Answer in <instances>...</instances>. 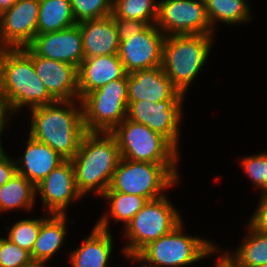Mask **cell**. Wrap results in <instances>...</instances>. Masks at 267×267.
<instances>
[{"mask_svg":"<svg viewBox=\"0 0 267 267\" xmlns=\"http://www.w3.org/2000/svg\"><path fill=\"white\" fill-rule=\"evenodd\" d=\"M29 112V135L49 145L65 160H71L87 132L83 122L81 100H57L32 108Z\"/></svg>","mask_w":267,"mask_h":267,"instance_id":"1","label":"cell"},{"mask_svg":"<svg viewBox=\"0 0 267 267\" xmlns=\"http://www.w3.org/2000/svg\"><path fill=\"white\" fill-rule=\"evenodd\" d=\"M120 159L118 142L111 132H86L71 159L78 192L85 197L94 190L102 196L110 187Z\"/></svg>","mask_w":267,"mask_h":267,"instance_id":"2","label":"cell"},{"mask_svg":"<svg viewBox=\"0 0 267 267\" xmlns=\"http://www.w3.org/2000/svg\"><path fill=\"white\" fill-rule=\"evenodd\" d=\"M0 93L11 114L56 100L37 76L32 58L21 49H0Z\"/></svg>","mask_w":267,"mask_h":267,"instance_id":"3","label":"cell"},{"mask_svg":"<svg viewBox=\"0 0 267 267\" xmlns=\"http://www.w3.org/2000/svg\"><path fill=\"white\" fill-rule=\"evenodd\" d=\"M214 34L165 36L161 67L173 85L183 94L206 63Z\"/></svg>","mask_w":267,"mask_h":267,"instance_id":"4","label":"cell"},{"mask_svg":"<svg viewBox=\"0 0 267 267\" xmlns=\"http://www.w3.org/2000/svg\"><path fill=\"white\" fill-rule=\"evenodd\" d=\"M183 221L170 233L144 247L135 258L146 267H185L201 261L220 249L211 240L189 236Z\"/></svg>","mask_w":267,"mask_h":267,"instance_id":"5","label":"cell"},{"mask_svg":"<svg viewBox=\"0 0 267 267\" xmlns=\"http://www.w3.org/2000/svg\"><path fill=\"white\" fill-rule=\"evenodd\" d=\"M177 165L132 161L121 157L106 192L138 195L148 201L161 198L166 195L165 189L179 182Z\"/></svg>","mask_w":267,"mask_h":267,"instance_id":"6","label":"cell"},{"mask_svg":"<svg viewBox=\"0 0 267 267\" xmlns=\"http://www.w3.org/2000/svg\"><path fill=\"white\" fill-rule=\"evenodd\" d=\"M182 219L167 195L148 201L123 230L127 239L123 255L135 257L150 242L170 233Z\"/></svg>","mask_w":267,"mask_h":267,"instance_id":"7","label":"cell"},{"mask_svg":"<svg viewBox=\"0 0 267 267\" xmlns=\"http://www.w3.org/2000/svg\"><path fill=\"white\" fill-rule=\"evenodd\" d=\"M111 133L122 158L155 164H177L180 159V150L142 123L125 118Z\"/></svg>","mask_w":267,"mask_h":267,"instance_id":"8","label":"cell"},{"mask_svg":"<svg viewBox=\"0 0 267 267\" xmlns=\"http://www.w3.org/2000/svg\"><path fill=\"white\" fill-rule=\"evenodd\" d=\"M87 132H111L127 118V78L115 79L81 99Z\"/></svg>","mask_w":267,"mask_h":267,"instance_id":"9","label":"cell"},{"mask_svg":"<svg viewBox=\"0 0 267 267\" xmlns=\"http://www.w3.org/2000/svg\"><path fill=\"white\" fill-rule=\"evenodd\" d=\"M156 26L165 36L216 33L204 0H159Z\"/></svg>","mask_w":267,"mask_h":267,"instance_id":"10","label":"cell"},{"mask_svg":"<svg viewBox=\"0 0 267 267\" xmlns=\"http://www.w3.org/2000/svg\"><path fill=\"white\" fill-rule=\"evenodd\" d=\"M184 97L185 95L179 100H164L158 103L147 100L128 102L127 119L148 126L178 150Z\"/></svg>","mask_w":267,"mask_h":267,"instance_id":"11","label":"cell"},{"mask_svg":"<svg viewBox=\"0 0 267 267\" xmlns=\"http://www.w3.org/2000/svg\"><path fill=\"white\" fill-rule=\"evenodd\" d=\"M39 5V0H18L0 15V49H21L33 42Z\"/></svg>","mask_w":267,"mask_h":267,"instance_id":"12","label":"cell"},{"mask_svg":"<svg viewBox=\"0 0 267 267\" xmlns=\"http://www.w3.org/2000/svg\"><path fill=\"white\" fill-rule=\"evenodd\" d=\"M165 35L151 24L142 33L120 42L119 58L127 73L161 66Z\"/></svg>","mask_w":267,"mask_h":267,"instance_id":"13","label":"cell"},{"mask_svg":"<svg viewBox=\"0 0 267 267\" xmlns=\"http://www.w3.org/2000/svg\"><path fill=\"white\" fill-rule=\"evenodd\" d=\"M42 206L49 214H67V207L83 196L75 184V171L71 160H64L36 186Z\"/></svg>","mask_w":267,"mask_h":267,"instance_id":"14","label":"cell"},{"mask_svg":"<svg viewBox=\"0 0 267 267\" xmlns=\"http://www.w3.org/2000/svg\"><path fill=\"white\" fill-rule=\"evenodd\" d=\"M28 47L37 56L71 64L77 68L84 60L82 35L77 23L60 31L36 35Z\"/></svg>","mask_w":267,"mask_h":267,"instance_id":"15","label":"cell"},{"mask_svg":"<svg viewBox=\"0 0 267 267\" xmlns=\"http://www.w3.org/2000/svg\"><path fill=\"white\" fill-rule=\"evenodd\" d=\"M22 49L32 58L37 76L56 101L79 99L76 66L37 56L29 47Z\"/></svg>","mask_w":267,"mask_h":267,"instance_id":"16","label":"cell"},{"mask_svg":"<svg viewBox=\"0 0 267 267\" xmlns=\"http://www.w3.org/2000/svg\"><path fill=\"white\" fill-rule=\"evenodd\" d=\"M128 102L179 100L183 94L173 85L161 66L127 73Z\"/></svg>","mask_w":267,"mask_h":267,"instance_id":"17","label":"cell"},{"mask_svg":"<svg viewBox=\"0 0 267 267\" xmlns=\"http://www.w3.org/2000/svg\"><path fill=\"white\" fill-rule=\"evenodd\" d=\"M120 78H127V72L118 54L84 58L78 67L79 100L86 94Z\"/></svg>","mask_w":267,"mask_h":267,"instance_id":"18","label":"cell"},{"mask_svg":"<svg viewBox=\"0 0 267 267\" xmlns=\"http://www.w3.org/2000/svg\"><path fill=\"white\" fill-rule=\"evenodd\" d=\"M78 26L82 35L84 58L119 53L120 41L112 14L80 22Z\"/></svg>","mask_w":267,"mask_h":267,"instance_id":"19","label":"cell"},{"mask_svg":"<svg viewBox=\"0 0 267 267\" xmlns=\"http://www.w3.org/2000/svg\"><path fill=\"white\" fill-rule=\"evenodd\" d=\"M64 160L49 145L37 141L29 135L24 154L15 162L17 172L37 186Z\"/></svg>","mask_w":267,"mask_h":267,"instance_id":"20","label":"cell"},{"mask_svg":"<svg viewBox=\"0 0 267 267\" xmlns=\"http://www.w3.org/2000/svg\"><path fill=\"white\" fill-rule=\"evenodd\" d=\"M112 237L110 230L95 225L81 245L69 253L71 267H109L114 244Z\"/></svg>","mask_w":267,"mask_h":267,"instance_id":"21","label":"cell"},{"mask_svg":"<svg viewBox=\"0 0 267 267\" xmlns=\"http://www.w3.org/2000/svg\"><path fill=\"white\" fill-rule=\"evenodd\" d=\"M67 214H50L41 224L31 258L49 261L65 242Z\"/></svg>","mask_w":267,"mask_h":267,"instance_id":"22","label":"cell"},{"mask_svg":"<svg viewBox=\"0 0 267 267\" xmlns=\"http://www.w3.org/2000/svg\"><path fill=\"white\" fill-rule=\"evenodd\" d=\"M101 197L109 202L110 209H108L109 212L105 213L95 225L106 231H109L110 219L116 222H123L125 227L148 202V200L142 196L120 192H105Z\"/></svg>","mask_w":267,"mask_h":267,"instance_id":"23","label":"cell"},{"mask_svg":"<svg viewBox=\"0 0 267 267\" xmlns=\"http://www.w3.org/2000/svg\"><path fill=\"white\" fill-rule=\"evenodd\" d=\"M36 196V186L16 172L7 183L0 186V212L21 208L30 211L34 207Z\"/></svg>","mask_w":267,"mask_h":267,"instance_id":"24","label":"cell"},{"mask_svg":"<svg viewBox=\"0 0 267 267\" xmlns=\"http://www.w3.org/2000/svg\"><path fill=\"white\" fill-rule=\"evenodd\" d=\"M37 35L60 31L76 24L70 0H39Z\"/></svg>","mask_w":267,"mask_h":267,"instance_id":"25","label":"cell"},{"mask_svg":"<svg viewBox=\"0 0 267 267\" xmlns=\"http://www.w3.org/2000/svg\"><path fill=\"white\" fill-rule=\"evenodd\" d=\"M249 233L234 253L224 251L234 265L261 267L267 262V233L259 232L248 225Z\"/></svg>","mask_w":267,"mask_h":267,"instance_id":"26","label":"cell"},{"mask_svg":"<svg viewBox=\"0 0 267 267\" xmlns=\"http://www.w3.org/2000/svg\"><path fill=\"white\" fill-rule=\"evenodd\" d=\"M207 17L215 32V24L222 22L230 25L249 22L252 18L247 0H204ZM217 21V22H216Z\"/></svg>","mask_w":267,"mask_h":267,"instance_id":"27","label":"cell"},{"mask_svg":"<svg viewBox=\"0 0 267 267\" xmlns=\"http://www.w3.org/2000/svg\"><path fill=\"white\" fill-rule=\"evenodd\" d=\"M159 2L156 0H113V18L140 20L156 24Z\"/></svg>","mask_w":267,"mask_h":267,"instance_id":"28","label":"cell"},{"mask_svg":"<svg viewBox=\"0 0 267 267\" xmlns=\"http://www.w3.org/2000/svg\"><path fill=\"white\" fill-rule=\"evenodd\" d=\"M49 215V213L45 212L43 218H25L16 221L11 228L6 227V230H9L8 237L6 238L18 247L31 253L41 228V224Z\"/></svg>","mask_w":267,"mask_h":267,"instance_id":"29","label":"cell"},{"mask_svg":"<svg viewBox=\"0 0 267 267\" xmlns=\"http://www.w3.org/2000/svg\"><path fill=\"white\" fill-rule=\"evenodd\" d=\"M76 23L104 18L113 12V0H70Z\"/></svg>","mask_w":267,"mask_h":267,"instance_id":"30","label":"cell"},{"mask_svg":"<svg viewBox=\"0 0 267 267\" xmlns=\"http://www.w3.org/2000/svg\"><path fill=\"white\" fill-rule=\"evenodd\" d=\"M239 163L253 185L267 193V152L245 156Z\"/></svg>","mask_w":267,"mask_h":267,"instance_id":"31","label":"cell"},{"mask_svg":"<svg viewBox=\"0 0 267 267\" xmlns=\"http://www.w3.org/2000/svg\"><path fill=\"white\" fill-rule=\"evenodd\" d=\"M31 254L6 237H0V267H23L31 260Z\"/></svg>","mask_w":267,"mask_h":267,"instance_id":"32","label":"cell"},{"mask_svg":"<svg viewBox=\"0 0 267 267\" xmlns=\"http://www.w3.org/2000/svg\"><path fill=\"white\" fill-rule=\"evenodd\" d=\"M119 41L127 40L133 35L142 33L150 24L140 20L113 18Z\"/></svg>","mask_w":267,"mask_h":267,"instance_id":"33","label":"cell"},{"mask_svg":"<svg viewBox=\"0 0 267 267\" xmlns=\"http://www.w3.org/2000/svg\"><path fill=\"white\" fill-rule=\"evenodd\" d=\"M257 205L248 225L254 230L267 233V193H261Z\"/></svg>","mask_w":267,"mask_h":267,"instance_id":"34","label":"cell"},{"mask_svg":"<svg viewBox=\"0 0 267 267\" xmlns=\"http://www.w3.org/2000/svg\"><path fill=\"white\" fill-rule=\"evenodd\" d=\"M16 172L15 158L11 159L3 149L0 152V186L7 183Z\"/></svg>","mask_w":267,"mask_h":267,"instance_id":"35","label":"cell"},{"mask_svg":"<svg viewBox=\"0 0 267 267\" xmlns=\"http://www.w3.org/2000/svg\"><path fill=\"white\" fill-rule=\"evenodd\" d=\"M8 115L11 117L12 114L10 113L7 107L5 98L0 93V130H4L7 125V122L10 121V117Z\"/></svg>","mask_w":267,"mask_h":267,"instance_id":"36","label":"cell"},{"mask_svg":"<svg viewBox=\"0 0 267 267\" xmlns=\"http://www.w3.org/2000/svg\"><path fill=\"white\" fill-rule=\"evenodd\" d=\"M217 260L215 267H234L233 261L224 252L221 256H218Z\"/></svg>","mask_w":267,"mask_h":267,"instance_id":"37","label":"cell"},{"mask_svg":"<svg viewBox=\"0 0 267 267\" xmlns=\"http://www.w3.org/2000/svg\"><path fill=\"white\" fill-rule=\"evenodd\" d=\"M18 0H0V15L11 8Z\"/></svg>","mask_w":267,"mask_h":267,"instance_id":"38","label":"cell"},{"mask_svg":"<svg viewBox=\"0 0 267 267\" xmlns=\"http://www.w3.org/2000/svg\"><path fill=\"white\" fill-rule=\"evenodd\" d=\"M47 263H48V261L31 259V260H30L26 265H24L23 267H51V266H47V265H46Z\"/></svg>","mask_w":267,"mask_h":267,"instance_id":"39","label":"cell"},{"mask_svg":"<svg viewBox=\"0 0 267 267\" xmlns=\"http://www.w3.org/2000/svg\"><path fill=\"white\" fill-rule=\"evenodd\" d=\"M128 259L131 260V261L133 262V264H135V262H136V264L139 263V266H140V267H146V266H144L142 263H140L135 257H128ZM137 262H138V263H137Z\"/></svg>","mask_w":267,"mask_h":267,"instance_id":"40","label":"cell"},{"mask_svg":"<svg viewBox=\"0 0 267 267\" xmlns=\"http://www.w3.org/2000/svg\"><path fill=\"white\" fill-rule=\"evenodd\" d=\"M4 130H0V152L3 150L2 141H1V135L3 134Z\"/></svg>","mask_w":267,"mask_h":267,"instance_id":"41","label":"cell"},{"mask_svg":"<svg viewBox=\"0 0 267 267\" xmlns=\"http://www.w3.org/2000/svg\"><path fill=\"white\" fill-rule=\"evenodd\" d=\"M234 267H247V266H244V265H234Z\"/></svg>","mask_w":267,"mask_h":267,"instance_id":"42","label":"cell"},{"mask_svg":"<svg viewBox=\"0 0 267 267\" xmlns=\"http://www.w3.org/2000/svg\"><path fill=\"white\" fill-rule=\"evenodd\" d=\"M261 267H267V262L264 265H262Z\"/></svg>","mask_w":267,"mask_h":267,"instance_id":"43","label":"cell"}]
</instances>
